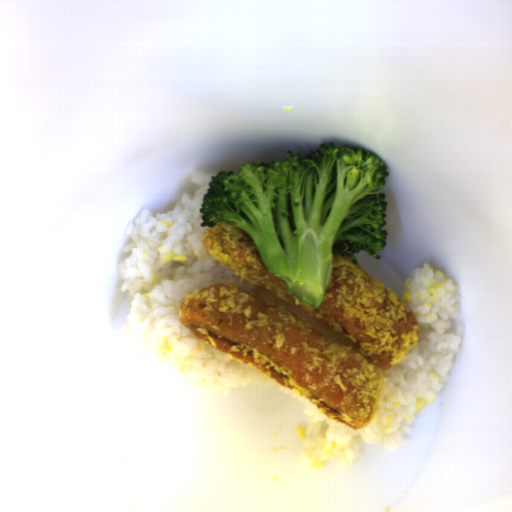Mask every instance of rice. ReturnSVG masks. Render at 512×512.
Wrapping results in <instances>:
<instances>
[{
	"instance_id": "rice-1",
	"label": "rice",
	"mask_w": 512,
	"mask_h": 512,
	"mask_svg": "<svg viewBox=\"0 0 512 512\" xmlns=\"http://www.w3.org/2000/svg\"><path fill=\"white\" fill-rule=\"evenodd\" d=\"M218 172L197 171L191 178L194 191L184 194L174 209L152 212L146 207L127 224L129 242L115 266V277L130 300L128 325L180 370L209 387L226 391L275 380L199 340L180 323L185 299L213 283L235 284L266 304L296 314L323 337L345 347L347 344L309 314L239 278L205 248L202 239L209 226H201L200 207Z\"/></svg>"
},
{
	"instance_id": "rice-2",
	"label": "rice",
	"mask_w": 512,
	"mask_h": 512,
	"mask_svg": "<svg viewBox=\"0 0 512 512\" xmlns=\"http://www.w3.org/2000/svg\"><path fill=\"white\" fill-rule=\"evenodd\" d=\"M400 300L417 321L418 337L402 360L384 371L379 403L365 427L355 429L324 415L303 394L280 383L311 423L302 452L312 465L332 462L350 468L365 447L390 454L405 449L413 421L447 385L465 331L455 282L424 263L403 283Z\"/></svg>"
}]
</instances>
